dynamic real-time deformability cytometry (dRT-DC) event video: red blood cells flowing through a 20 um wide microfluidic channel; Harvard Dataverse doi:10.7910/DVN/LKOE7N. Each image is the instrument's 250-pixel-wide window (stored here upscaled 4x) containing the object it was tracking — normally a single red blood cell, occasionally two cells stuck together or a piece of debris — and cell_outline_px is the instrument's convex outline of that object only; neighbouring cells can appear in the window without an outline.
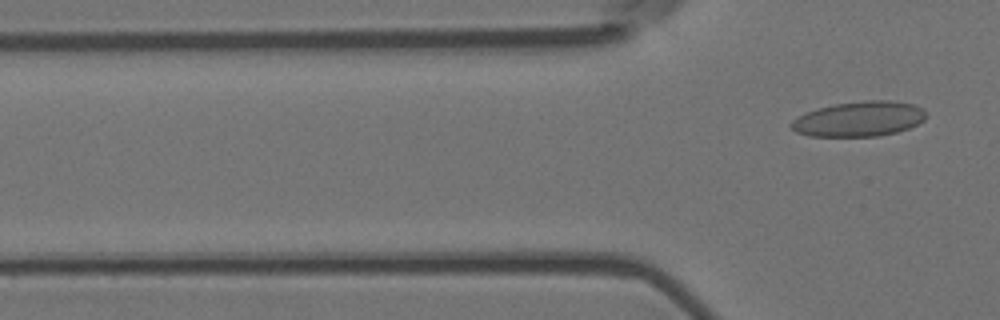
{"species": "Egyptian fruit bat (a non-hibernating species)", "species_latin": "Rousettus aegyptiacus", "temperature_condition": "room temperature", "stored_images_in_passage": 7, "camera_frame_rate_fps": 3000, "um_per_image_px": 0.085, "animal": {"sex": "female"}, "frame": {"image": 1, "passage_image": 7, "time_ms": 2.0, "image_size_px": [1000, 320], "cell_outline_px": [[924, 120], [908, 128], [896, 132], [880, 136], [808, 136], [796, 132], [788, 124], [792, 120], [808, 112], [820, 108], [836, 104], [864, 100], [888, 100], [912, 104], [920, 108], [924, 112]], "centroid_in_image_um": [72.99, 10.12], "position_along_channel_um": 52.8, "area_um2": 27.17}}